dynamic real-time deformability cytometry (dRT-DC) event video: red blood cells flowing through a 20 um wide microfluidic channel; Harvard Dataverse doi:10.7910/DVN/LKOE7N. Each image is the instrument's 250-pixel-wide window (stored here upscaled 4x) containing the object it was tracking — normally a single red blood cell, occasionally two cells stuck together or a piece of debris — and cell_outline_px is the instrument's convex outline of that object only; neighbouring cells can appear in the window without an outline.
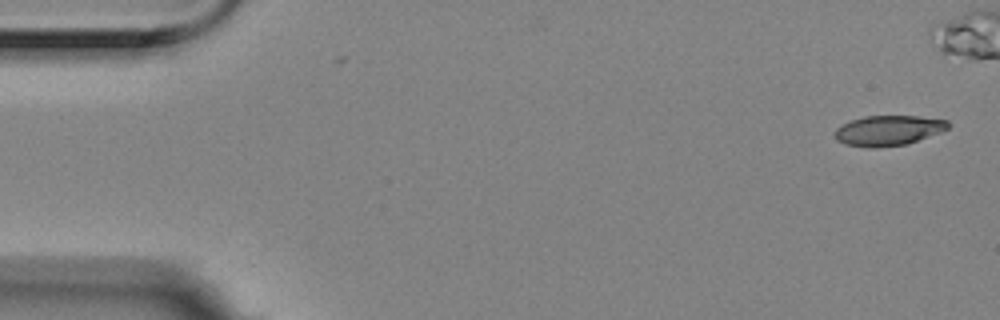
{"species": "Egyptian fruit bat (a non-hibernating species)", "species_latin": "Rousettus aegyptiacus", "temperature_condition": "room temperature", "stored_images_in_passage": 6, "camera_frame_rate_fps": 3000, "um_per_image_px": 0.085, "animal": {"sex": "female"}, "frame": {"image": 1, "passage_image": 1, "time_ms": 0.0, "image_size_px": [1000, 320], "cell_outline_px": [[948, 128], [940, 132], [904, 144], [876, 148], [868, 148], [844, 144], [836, 140], [832, 132], [836, 128], [852, 120], [864, 116], [920, 116], [948, 120]], "centroid_in_image_um": [75.44, 11.09], "position_along_channel_um": 9.6, "area_um2": 19.83}}
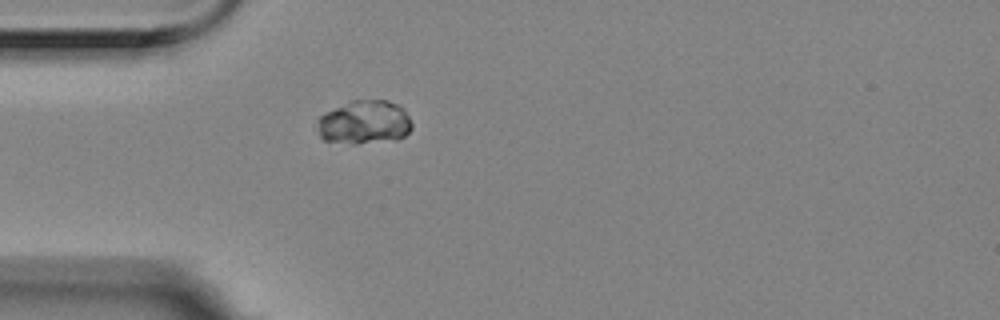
{"frame": {"image": 2, "passage_image": 6, "time_ms": 1.667, "image_size_px": [1000, 320], "cell_outline_px": [[412, 128], [404, 136], [396, 140], [356, 144], [352, 144], [324, 140], [320, 136], [316, 120], [320, 116], [352, 100], [388, 100], [404, 108], [412, 124]], "centroid_in_image_um": [30.99, 10.41], "position_along_channel_um": 54.0, "area_um2": 24.1}}